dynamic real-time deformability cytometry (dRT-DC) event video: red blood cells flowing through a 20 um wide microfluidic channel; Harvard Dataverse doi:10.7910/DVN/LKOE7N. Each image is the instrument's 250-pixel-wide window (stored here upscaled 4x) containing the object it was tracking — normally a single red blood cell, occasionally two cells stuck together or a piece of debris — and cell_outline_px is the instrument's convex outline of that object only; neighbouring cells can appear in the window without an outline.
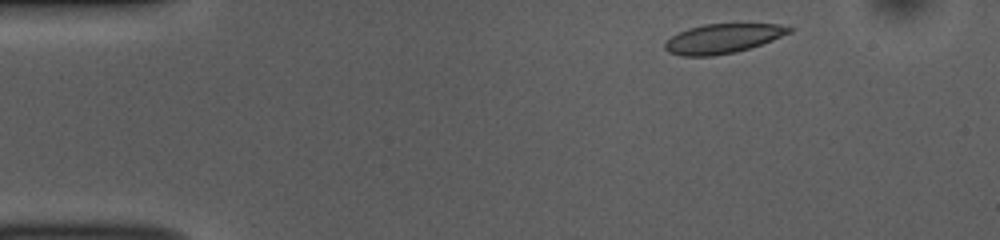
{"species": "common noctule bat (a hibernating species)", "species_latin": "Nyctalus noctula", "temperature_condition": "room temperature", "stored_images_in_passage": 47, "camera_frame_rate_fps": 3000, "um_per_image_px": 0.085, "animal": {"sex": "female", "body_mass_g": 10.0, "forearm_length_mm": 53.1}, "frame": {"image": 1, "passage_image": 2, "time_ms": 0.333, "image_size_px": [1000, 240], "cell_outline_px": [[792, 32], [772, 40], [736, 52], [712, 56], [680, 56], [668, 52], [664, 48], [664, 44], [672, 36], [688, 28], [704, 24], [780, 24], [792, 28]], "centroid_in_image_um": [61.42, 3.28], "position_along_channel_um": 23.6, "area_um2": 21.15}}
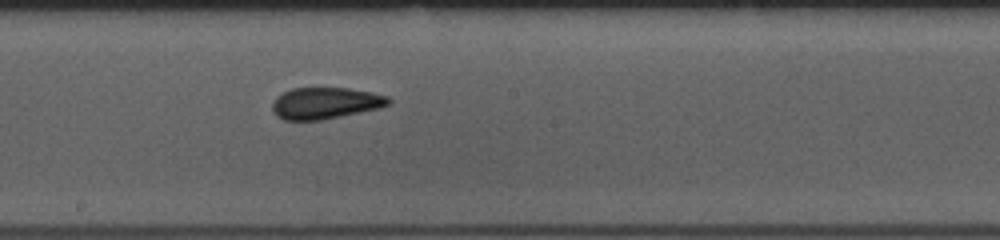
{"frame": {"image": 2, "passage_image": 23, "time_ms": 7.333, "image_size_px": [1000, 240], "cell_outline_px": [[392, 100], [388, 104], [380, 108], [320, 120], [284, 120], [276, 116], [272, 112], [272, 100], [280, 92], [292, 88], [348, 88], [372, 92], [388, 96]], "centroid_in_image_um": [27.6, 8.76], "position_along_channel_um": 220.6, "area_um2": 21.56}}
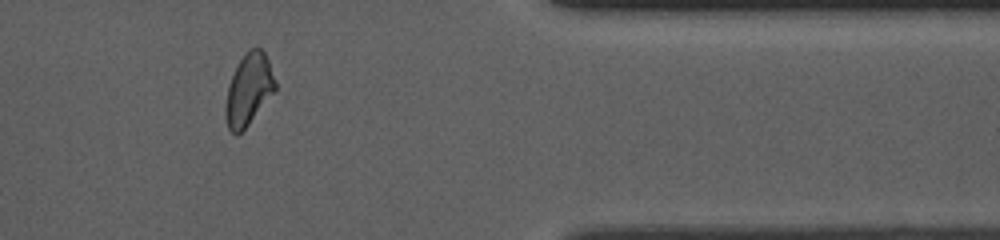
{"frame": {"image": 3, "passage_image": 38, "time_ms": 12.333, "image_size_px": [1000, 240], "cell_outline_px": [[276, 88], [248, 124], [236, 136], [228, 128], [224, 112], [224, 108], [228, 84], [240, 60], [252, 48], [260, 48], [264, 52], [268, 60], [276, 80]], "centroid_in_image_um": [21.11, 7.62], "position_along_channel_um": 390.3, "area_um2": 20.23}, "authors_computed_cell_mechanics": {"area_um2": 21.3282, "velocity_mm_per_s": 3.823, "shape_relaxation_time_tau1_ms": null, "shape_relaxation_time_tau2_ms": 1.7448, "deformation_change_tau1": null, "deformation_change_tau2": 0.0615}}